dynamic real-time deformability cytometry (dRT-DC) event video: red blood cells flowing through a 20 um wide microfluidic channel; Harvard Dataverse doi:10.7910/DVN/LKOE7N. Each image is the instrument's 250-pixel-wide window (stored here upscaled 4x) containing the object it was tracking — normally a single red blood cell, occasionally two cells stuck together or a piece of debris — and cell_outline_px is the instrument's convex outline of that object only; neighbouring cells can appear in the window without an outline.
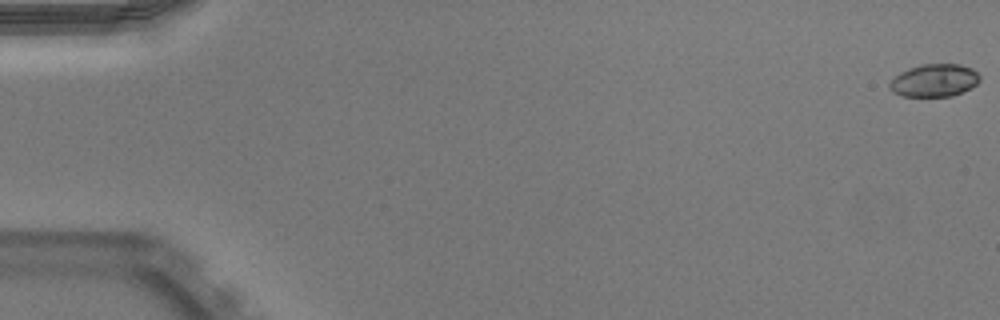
{"species": "Egyptian fruit bat (a non-hibernating species)", "species_latin": "Rousettus aegyptiacus", "temperature_condition": "warm", "stored_images_in_passage": 52, "camera_frame_rate_fps": 3000, "um_per_image_px": 0.085, "animal": {"sex": "male"}, "frame": {"image": 1, "passage_image": 1, "time_ms": 0.0, "image_size_px": [1000, 320], "cell_outline_px": [[980, 80], [972, 88], [952, 96], [900, 96], [892, 92], [888, 88], [888, 84], [900, 72], [908, 68], [920, 64], [960, 64], [972, 68], [980, 76]], "centroid_in_image_um": [79.4, 6.83], "position_along_channel_um": 5.6, "area_um2": 17.34}}
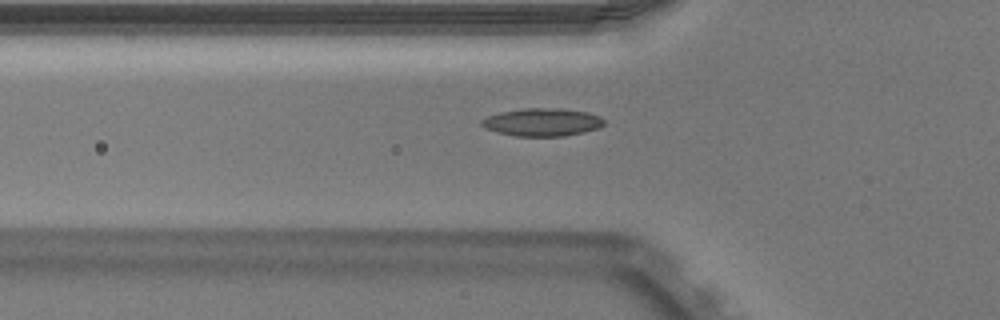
{"frame": {"image": 2, "passage_image": 19, "time_ms": 6.0, "image_size_px": [1000, 320], "cell_outline_px": [[604, 124], [600, 128], [584, 132], [564, 136], [516, 136], [500, 132], [488, 128], [480, 124], [480, 120], [488, 116], [500, 112], [524, 108], [560, 108], [588, 112], [600, 116], [604, 120]], "centroid_in_image_um": [46.14, 10.37], "position_along_channel_um": 79.7, "area_um2": 19.83}}
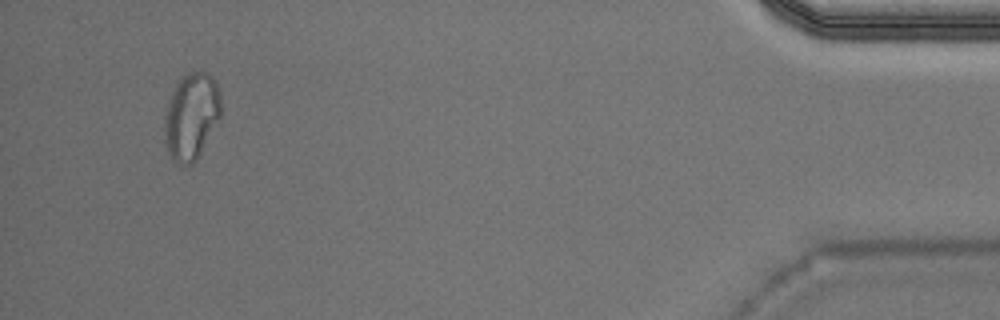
{"frame": {"image": 3, "passage_image": 50, "time_ms": 16.333, "image_size_px": [1000, 320], "cell_outline_px": [[220, 120], [196, 160], [192, 164], [184, 168], [176, 164], [172, 160], [168, 152], [164, 140], [164, 116], [176, 80], [188, 72], [204, 72], [212, 76], [216, 80], [220, 96]], "centroid_in_image_um": [16.25, 9.92], "position_along_channel_um": 418.9, "area_um2": 29.07}, "authors_computed_cell_mechanics": {"area_um2": 18.3226, "velocity_mm_per_s": 3.9493, "shape_relaxation_time_tau1_ms": null, "shape_relaxation_time_tau2_ms": 2.4712, "deformation_change_tau1": null, "deformation_change_tau2": 0.073}}